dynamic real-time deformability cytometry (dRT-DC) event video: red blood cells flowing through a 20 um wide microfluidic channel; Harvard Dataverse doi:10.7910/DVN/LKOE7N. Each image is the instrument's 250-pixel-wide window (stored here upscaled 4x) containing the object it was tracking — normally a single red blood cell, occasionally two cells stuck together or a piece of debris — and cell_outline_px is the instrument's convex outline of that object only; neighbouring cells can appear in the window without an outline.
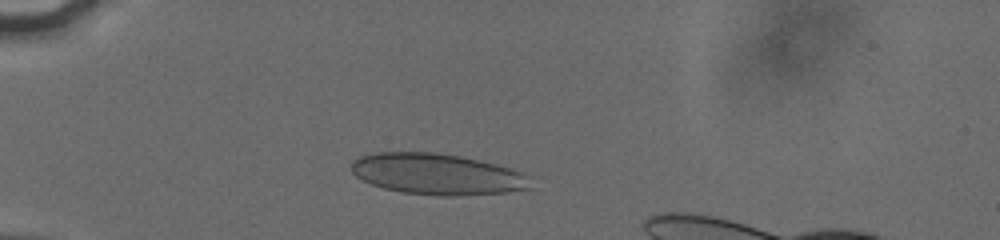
{"species": "human", "species_latin": "Homo sapiens", "temperature_condition": "cold", "stored_images_in_passage": 42, "camera_frame_rate_fps": 3000, "um_per_image_px": 0.085, "donor": {"sex": "male"}, "frame": {"image": 1, "passage_image": 11, "time_ms": 3.333, "image_size_px": [1000, 240], "cell_outline_px": [[532, 188], [504, 192], [456, 196], [440, 196], [400, 192], [384, 188], [372, 184], [356, 176], [352, 172], [352, 160], [360, 156], [376, 152], [436, 152], [460, 156], [512, 168], [520, 172]], "centroid_in_image_um": [37.09, 14.8], "position_along_channel_um": 47.9, "area_um2": 42.54}}
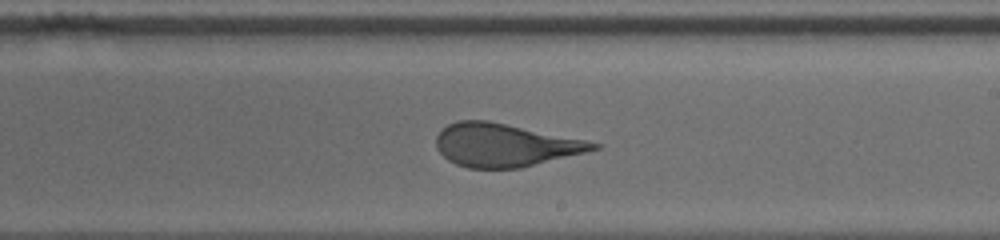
{"frame": {"image": 2, "passage_image": 29, "time_ms": 9.333, "image_size_px": [1000, 240], "cell_outline_px": [[600, 148], [520, 168], [468, 168], [456, 164], [448, 160], [436, 148], [436, 136], [448, 124], [460, 120], [488, 120], [584, 140], [600, 144]], "centroid_in_image_um": [42.85, 12.33], "position_along_channel_um": 246.2, "area_um2": 38.84}}
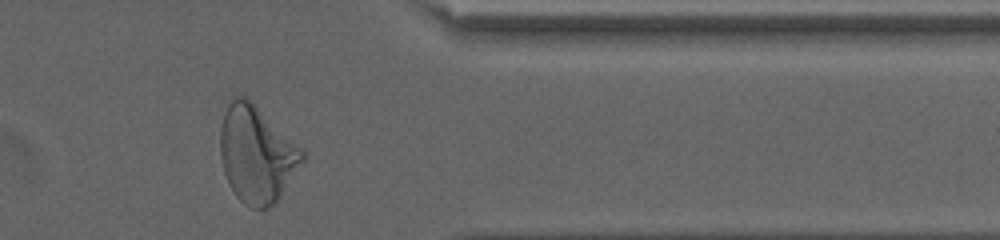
{"frame": {"image": 3, "passage_image": 41, "time_ms": 13.333, "image_size_px": [1000, 240], "cell_outline_px": [[304, 160], [280, 196], [268, 208], [252, 208], [244, 204], [236, 196], [228, 184], [224, 172], [220, 156], [220, 128], [224, 112], [228, 100], [236, 96], [244, 96], [300, 148], [304, 152]], "centroid_in_image_um": [21.76, 13.14], "position_along_channel_um": 389.6, "area_um2": 45.32}, "authors_computed_cell_mechanics": {"area_um2": 41.616, "velocity_mm_per_s": 3.8333, "shape_relaxation_time_tau1_ms": 9.1932, "shape_relaxation_time_tau2_ms": 0.7017, "deformation_change_tau1": 0.2621, "deformation_change_tau2": 0.0932}}